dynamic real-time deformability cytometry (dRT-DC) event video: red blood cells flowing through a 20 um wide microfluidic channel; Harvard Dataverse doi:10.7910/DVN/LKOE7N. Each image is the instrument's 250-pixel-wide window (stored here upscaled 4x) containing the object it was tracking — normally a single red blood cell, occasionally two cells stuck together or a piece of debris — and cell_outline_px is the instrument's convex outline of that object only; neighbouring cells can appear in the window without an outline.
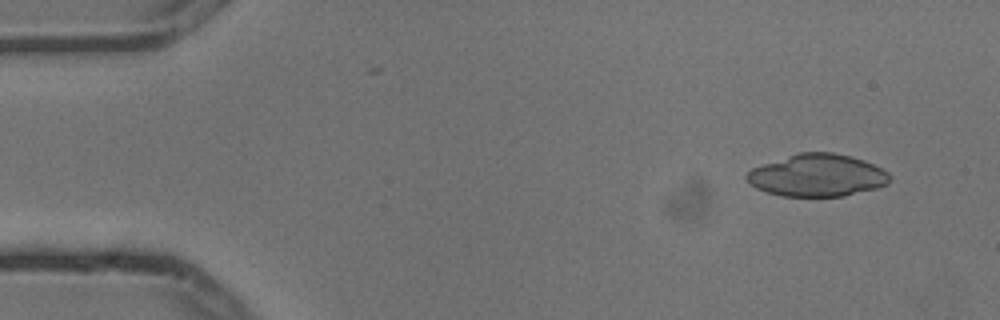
{"species": "common noctule bat (a hibernating species)", "species_latin": "Nyctalus noctula", "temperature_condition": "cold", "stored_images_in_passage": 3, "camera_frame_rate_fps": 3000, "um_per_image_px": 0.085, "animal": {"sex": "male", "body_mass_g": 13.3}, "frame": {"image": 1, "passage_image": 1, "time_ms": 0.0, "image_size_px": [1000, 320], "cell_outline_px": [[892, 180], [888, 184], [876, 188], [844, 196], [780, 196], [756, 188], [744, 176], [752, 168], [800, 152], [832, 152], [852, 156], [864, 160], [888, 172], [892, 176]], "centroid_in_image_um": [69.51, 14.91], "position_along_channel_um": 15.5, "area_um2": 35.14}}